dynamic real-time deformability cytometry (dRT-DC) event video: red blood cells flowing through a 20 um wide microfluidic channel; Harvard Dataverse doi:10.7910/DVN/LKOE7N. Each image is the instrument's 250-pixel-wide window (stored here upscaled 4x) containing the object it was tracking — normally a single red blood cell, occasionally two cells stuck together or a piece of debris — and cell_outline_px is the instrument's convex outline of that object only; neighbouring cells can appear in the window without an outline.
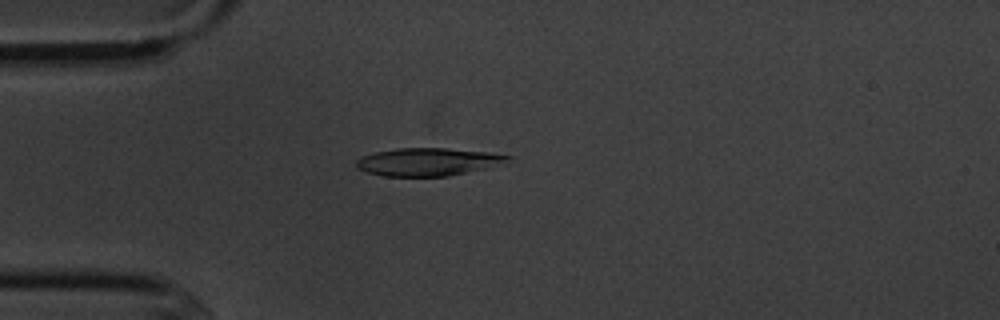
{"species": "common noctule bat (a hibernating species)", "species_latin": "Nyctalus noctula", "temperature_condition": "cold", "stored_images_in_passage": 5, "camera_frame_rate_fps": 3000, "um_per_image_px": 0.085, "animal": {"sex": "male", "body_mass_g": 20.1, "forearm_length_mm": 53.5}, "frame": {"image": 1, "passage_image": 4, "time_ms": 3.667, "image_size_px": [1000, 320], "cell_outline_px": [[512, 156], [508, 160], [488, 168], [448, 176], [384, 176], [368, 172], [356, 168], [356, 160], [360, 156], [376, 152], [396, 148], [448, 148], [488, 152]], "centroid_in_image_um": [36.34, 13.75], "position_along_channel_um": 48.7, "area_um2": 24.51}}